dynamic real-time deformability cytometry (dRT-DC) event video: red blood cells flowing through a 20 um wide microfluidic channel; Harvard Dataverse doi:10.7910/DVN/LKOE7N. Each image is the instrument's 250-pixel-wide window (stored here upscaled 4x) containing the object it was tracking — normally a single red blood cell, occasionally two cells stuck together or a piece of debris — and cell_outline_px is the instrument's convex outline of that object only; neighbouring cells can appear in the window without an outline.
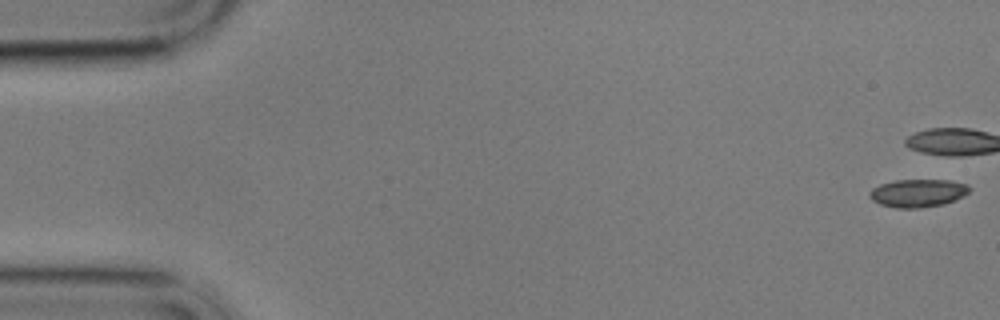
{"species": "common noctule bat (a hibernating species)", "species_latin": "Nyctalus noctula", "temperature_condition": "cold", "stored_images_in_passage": 6, "camera_frame_rate_fps": 3000, "um_per_image_px": 0.085, "animal": {"sex": "male", "body_mass_g": 17.9}, "frame": {"image": 1, "passage_image": 1, "time_ms": 0.0, "image_size_px": [1000, 320], "cell_outline_px": [[972, 188], [964, 196], [944, 204], [920, 208], [896, 208], [880, 204], [872, 200], [868, 196], [868, 192], [872, 188], [880, 184], [896, 180], [948, 180], [968, 184]], "centroid_in_image_um": [78.01, 16.41], "position_along_channel_um": 7.0, "area_um2": 16.42}}